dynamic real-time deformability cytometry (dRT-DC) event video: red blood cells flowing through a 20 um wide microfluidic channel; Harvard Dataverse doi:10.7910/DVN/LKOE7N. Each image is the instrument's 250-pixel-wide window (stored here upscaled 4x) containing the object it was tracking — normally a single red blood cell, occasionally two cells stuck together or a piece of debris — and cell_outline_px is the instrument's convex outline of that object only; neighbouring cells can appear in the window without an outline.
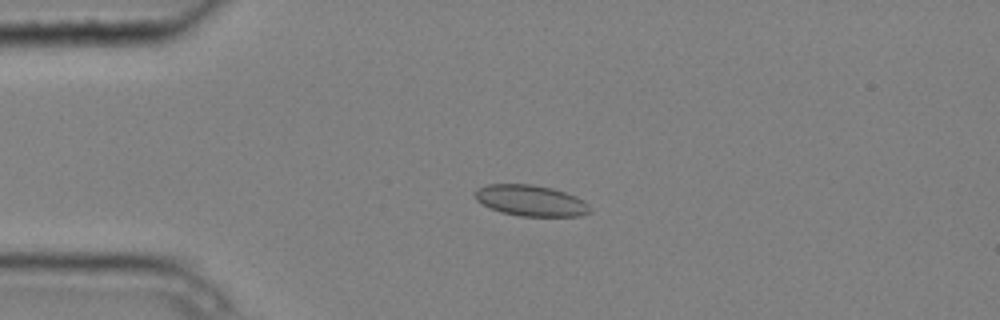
{"species": "common noctule bat (a hibernating species)", "species_latin": "Nyctalus noctula", "temperature_condition": "cold", "stored_images_in_passage": 4, "camera_frame_rate_fps": 3000, "um_per_image_px": 0.085, "animal": {"sex": "male", "body_mass_g": 20.4}, "frame": {"image": 1, "passage_image": 2, "time_ms": 0.333, "image_size_px": [1000, 320], "cell_outline_px": [[592, 212], [580, 216], [520, 216], [500, 212], [488, 208], [476, 200], [472, 192], [476, 188], [488, 184], [532, 184], [552, 188], [576, 196], [584, 200], [588, 204]], "centroid_in_image_um": [45.08, 17.05], "position_along_channel_um": 39.9, "area_um2": 21.1}}
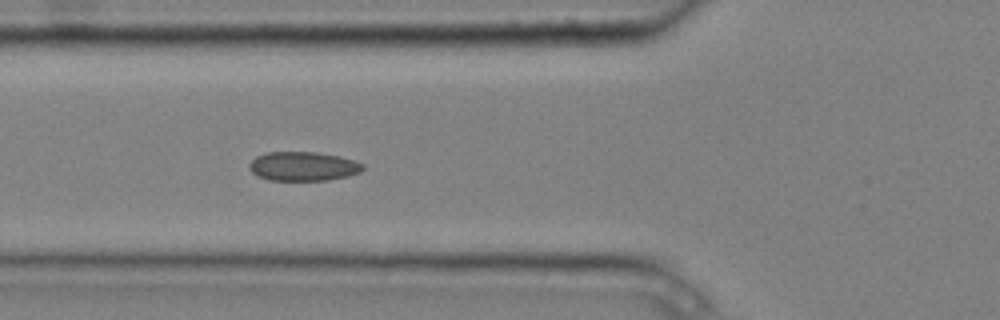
{"frame": {"image": 2, "passage_image": 4, "time_ms": 1.0, "image_size_px": [1000, 320], "cell_outline_px": [[364, 168], [360, 172], [348, 176], [328, 180], [268, 180], [252, 172], [248, 168], [248, 164], [256, 156], [268, 152], [316, 152], [340, 156], [364, 164]], "centroid_in_image_um": [25.77, 14.13], "position_along_channel_um": 100.0, "area_um2": 19.25}}